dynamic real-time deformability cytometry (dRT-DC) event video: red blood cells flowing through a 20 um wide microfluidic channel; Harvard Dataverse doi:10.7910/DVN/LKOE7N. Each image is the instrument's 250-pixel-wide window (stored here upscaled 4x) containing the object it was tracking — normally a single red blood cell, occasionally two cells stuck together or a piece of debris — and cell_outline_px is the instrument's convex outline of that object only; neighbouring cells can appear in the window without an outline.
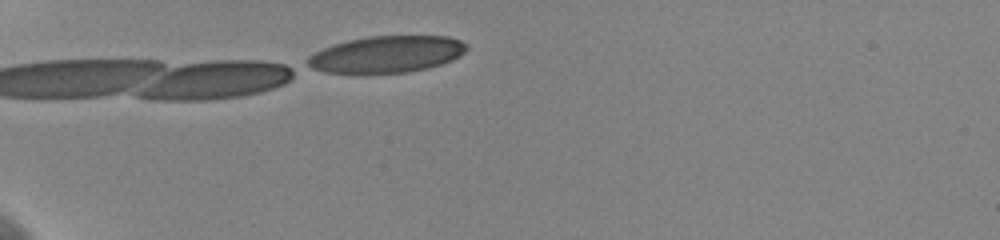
{"species": "human", "species_latin": "Homo sapiens", "temperature_condition": "cold", "stored_images_in_passage": 12, "camera_frame_rate_fps": 3000, "um_per_image_px": 0.085, "donor": {"sex": "female"}, "frame": {"image": 1, "passage_image": 1, "time_ms": 0.0, "image_size_px": [1000, 240], "cell_outline_px": [[468, 48], [460, 56], [452, 60], [428, 68], [408, 72], [364, 76], [324, 72], [312, 68], [308, 64], [308, 56], [324, 48], [348, 40], [368, 36], [448, 36], [460, 40], [468, 44]], "centroid_in_image_um": [32.86, 4.65], "position_along_channel_um": 52.1, "area_um2": 34.8}}